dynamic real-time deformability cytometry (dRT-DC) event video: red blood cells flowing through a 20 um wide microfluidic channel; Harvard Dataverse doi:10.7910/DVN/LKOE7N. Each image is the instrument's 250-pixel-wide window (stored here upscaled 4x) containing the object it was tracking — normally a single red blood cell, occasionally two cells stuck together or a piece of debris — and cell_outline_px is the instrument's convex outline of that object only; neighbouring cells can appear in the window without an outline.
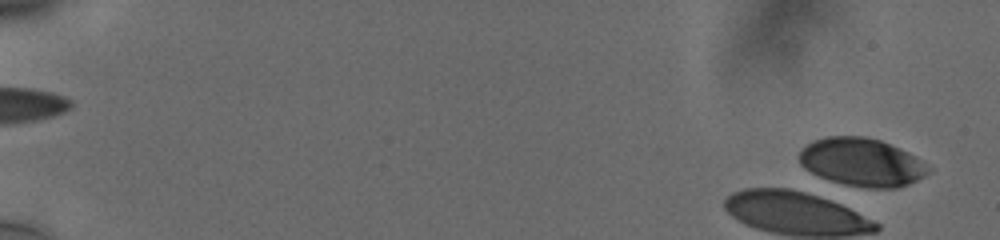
{"species": "human", "species_latin": "Homo sapiens", "temperature_condition": "cold", "stored_images_in_passage": 18, "camera_frame_rate_fps": 3000, "um_per_image_px": 0.085, "donor": {"sex": "male"}, "frame": {"image": 1, "passage_image": 1, "time_ms": 0.0, "image_size_px": [1000, 240], "cell_outline_px": [[932, 172], [900, 188], [864, 188], [844, 184], [820, 176], [804, 168], [800, 164], [800, 152], [812, 140], [824, 136], [864, 136], [880, 140], [900, 148], [916, 156], [932, 168]], "centroid_in_image_um": [73.3, 13.78], "position_along_channel_um": 11.7, "area_um2": 36.3}}
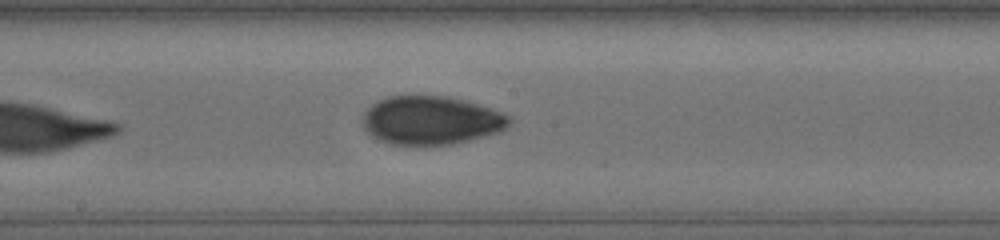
{"frame": {"image": 2, "passage_image": 18, "time_ms": 5.667, "image_size_px": [1000, 240], "cell_outline_px": [[512, 120], [500, 132], [452, 144], [392, 144], [380, 140], [372, 136], [364, 128], [364, 112], [372, 104], [388, 96], [444, 96], [464, 100], [512, 116]], "centroid_in_image_um": [36.64, 10.22], "position_along_channel_um": 211.6, "area_um2": 40.86}}